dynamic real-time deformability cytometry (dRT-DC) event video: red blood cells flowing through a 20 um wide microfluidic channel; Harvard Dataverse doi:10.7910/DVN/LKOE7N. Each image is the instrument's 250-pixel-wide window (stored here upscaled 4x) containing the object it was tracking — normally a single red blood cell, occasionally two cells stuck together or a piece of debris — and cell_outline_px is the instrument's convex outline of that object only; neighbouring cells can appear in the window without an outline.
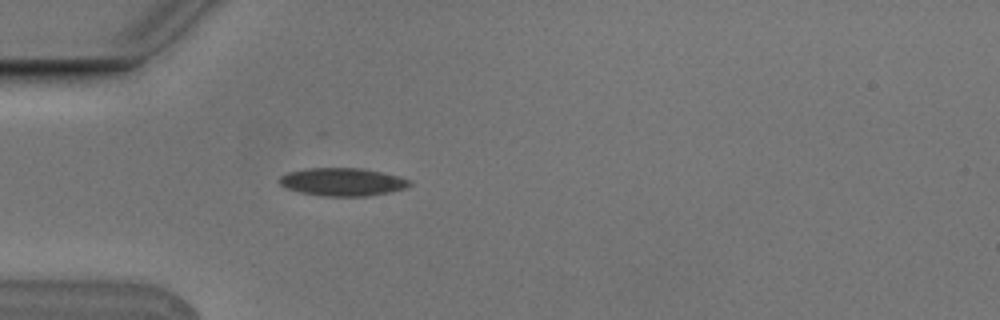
{"species": "Egyptian fruit bat (a non-hibernating species)", "species_latin": "Rousettus aegyptiacus", "temperature_condition": "cold", "stored_images_in_passage": 4, "camera_frame_rate_fps": 3000, "um_per_image_px": 0.085, "animal": {"sex": "male"}, "frame": {"image": 1, "passage_image": 4, "time_ms": 1.0, "image_size_px": [1000, 320], "cell_outline_px": [[412, 184], [404, 188], [388, 192], [368, 196], [320, 196], [300, 192], [284, 188], [280, 184], [280, 176], [288, 172], [304, 168], [364, 168], [412, 180]], "centroid_in_image_um": [29.07, 15.46], "position_along_channel_um": 55.9, "area_um2": 21.21}}